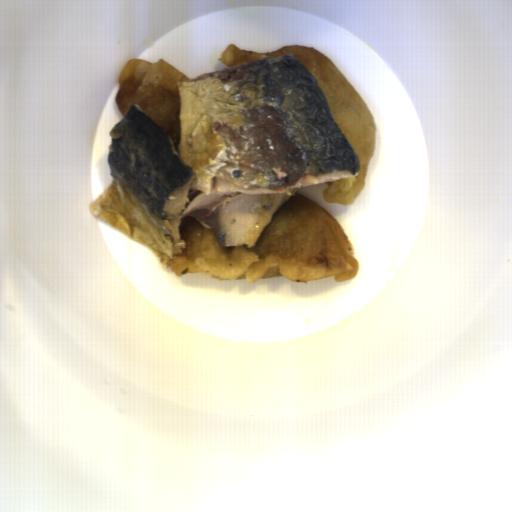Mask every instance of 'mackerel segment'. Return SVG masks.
<instances>
[{
    "label": "mackerel segment",
    "instance_id": "obj_1",
    "mask_svg": "<svg viewBox=\"0 0 512 512\" xmlns=\"http://www.w3.org/2000/svg\"><path fill=\"white\" fill-rule=\"evenodd\" d=\"M179 145L136 103L112 125L110 184L95 217L171 268L184 251L185 217L218 247L255 248L300 189L358 177L357 152L325 93L294 54L176 82Z\"/></svg>",
    "mask_w": 512,
    "mask_h": 512
}]
</instances>
